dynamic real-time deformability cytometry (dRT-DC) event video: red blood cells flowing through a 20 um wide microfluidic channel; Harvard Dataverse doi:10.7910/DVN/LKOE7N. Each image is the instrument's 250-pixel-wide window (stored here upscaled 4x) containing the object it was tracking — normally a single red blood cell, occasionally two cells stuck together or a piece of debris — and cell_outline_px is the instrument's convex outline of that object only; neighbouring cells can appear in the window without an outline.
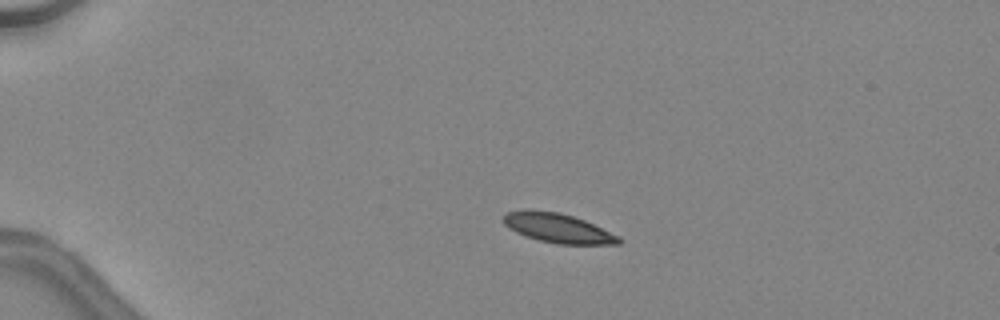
{"species": "common noctule bat (a hibernating species)", "species_latin": "Nyctalus noctula", "temperature_condition": "warm", "stored_images_in_passage": 37, "camera_frame_rate_fps": 3000, "um_per_image_px": 0.085, "animal": {"sex": "female", "body_mass_g": 24.6, "forearm_length_mm": 56.2}, "frame": {"image": 1, "passage_image": 1, "time_ms": 0.0, "image_size_px": [1000, 320], "cell_outline_px": [[624, 240], [620, 244], [556, 244], [524, 236], [508, 228], [504, 224], [504, 212], [524, 208], [528, 208], [560, 212], [584, 220], [620, 236]], "centroid_in_image_um": [47.39, 19.37], "position_along_channel_um": 37.6, "area_um2": 20.11}, "authors_computed_cell_mechanics": {"area_um2": 20.23, "velocity_mm_per_s": 4.4918, "shape_relaxation_time_tau1_ms": 2.3396, "shape_relaxation_time_tau2_ms": 3.7474, "deformation_change_tau1": 0.0952, "deformation_change_tau2": 0.0882}}